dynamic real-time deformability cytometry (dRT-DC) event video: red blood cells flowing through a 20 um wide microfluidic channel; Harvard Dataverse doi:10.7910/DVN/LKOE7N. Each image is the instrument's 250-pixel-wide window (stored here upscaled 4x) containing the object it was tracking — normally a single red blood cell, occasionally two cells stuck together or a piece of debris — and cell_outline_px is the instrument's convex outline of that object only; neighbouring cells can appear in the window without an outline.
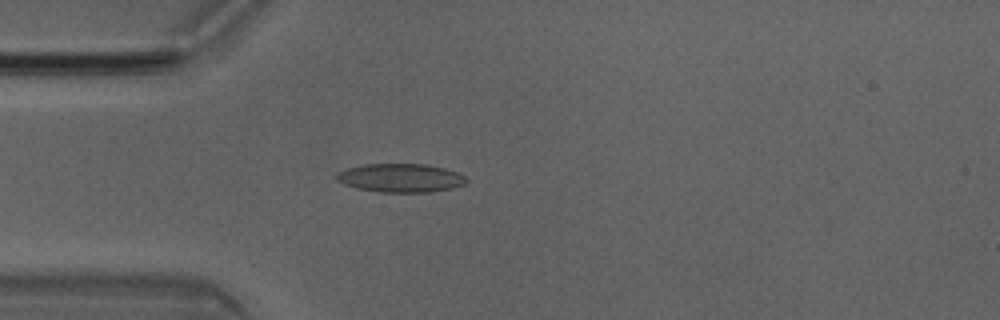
{"species": "Egyptian fruit bat (a non-hibernating species)", "species_latin": "Rousettus aegyptiacus", "temperature_condition": "room temperature", "stored_images_in_passage": 4, "camera_frame_rate_fps": 3000, "um_per_image_px": 0.085, "animal": {"sex": "male"}, "frame": {"image": 1, "passage_image": 4, "time_ms": 1.0, "image_size_px": [1000, 320], "cell_outline_px": [[468, 180], [464, 184], [452, 188], [432, 192], [380, 192], [356, 188], [344, 184], [336, 180], [332, 176], [336, 172], [348, 168], [364, 164], [428, 164], [444, 168], [456, 172], [464, 176]], "centroid_in_image_um": [34.0, 15.12], "position_along_channel_um": 51.0, "area_um2": 21.79}}